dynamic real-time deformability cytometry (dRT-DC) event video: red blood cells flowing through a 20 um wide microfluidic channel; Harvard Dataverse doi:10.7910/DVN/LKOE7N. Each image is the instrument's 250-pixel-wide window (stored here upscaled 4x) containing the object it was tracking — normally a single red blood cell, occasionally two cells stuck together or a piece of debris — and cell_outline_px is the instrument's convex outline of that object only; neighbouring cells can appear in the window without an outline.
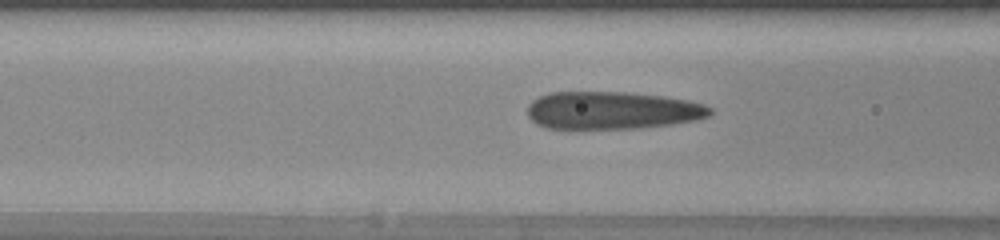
{"species": "human", "species_latin": "Homo sapiens", "temperature_condition": "warm", "stored_images_in_passage": 30, "camera_frame_rate_fps": 3000, "um_per_image_px": 0.085, "donor": {"sex": "female"}, "frame": {"image": 1, "passage_image": 6, "time_ms": 1.667, "image_size_px": [1000, 240], "cell_outline_px": [[712, 112], [708, 116], [692, 120], [672, 124], [640, 128], [548, 128], [536, 124], [528, 116], [528, 104], [532, 100], [540, 96], [552, 92], [628, 92], [664, 96], [688, 100], [704, 104], [712, 108]], "centroid_in_image_um": [52.03, 9.37], "position_along_channel_um": 114.6, "area_um2": 40.0}}
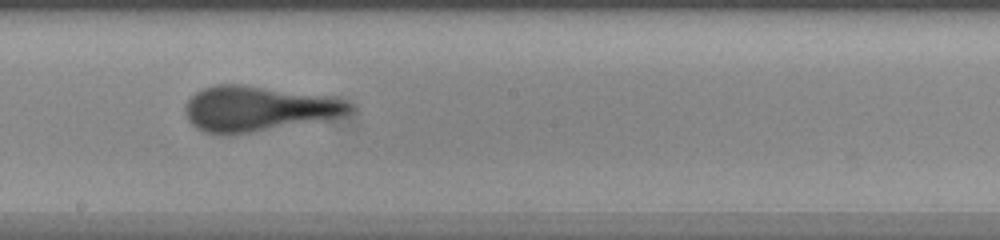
{"frame": {"image": 2, "passage_image": 14, "time_ms": 4.333, "image_size_px": [1000, 240], "cell_outline_px": [[352, 108], [348, 112], [336, 116], [252, 132], [204, 132], [196, 128], [188, 120], [184, 108], [188, 100], [196, 92], [204, 88], [216, 84], [240, 84], [332, 96], [344, 100], [352, 104]], "centroid_in_image_um": [21.89, 9.19], "position_along_channel_um": 226.3, "area_um2": 42.08}}
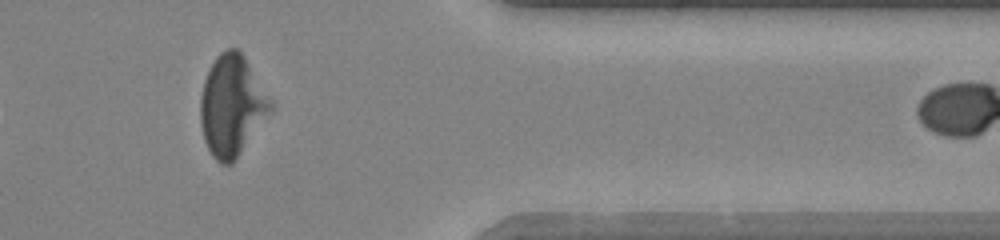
{"frame": {"image": 3, "passage_image": 27, "time_ms": 8.667, "image_size_px": [1000, 240], "cell_outline_px": [[272, 108], [232, 164], [220, 164], [212, 156], [204, 140], [200, 124], [200, 96], [204, 80], [216, 56], [220, 52], [228, 48], [236, 48], [244, 56], [272, 100]], "centroid_in_image_um": [19.67, 8.97], "position_along_channel_um": 391.7, "area_um2": 40.69}}